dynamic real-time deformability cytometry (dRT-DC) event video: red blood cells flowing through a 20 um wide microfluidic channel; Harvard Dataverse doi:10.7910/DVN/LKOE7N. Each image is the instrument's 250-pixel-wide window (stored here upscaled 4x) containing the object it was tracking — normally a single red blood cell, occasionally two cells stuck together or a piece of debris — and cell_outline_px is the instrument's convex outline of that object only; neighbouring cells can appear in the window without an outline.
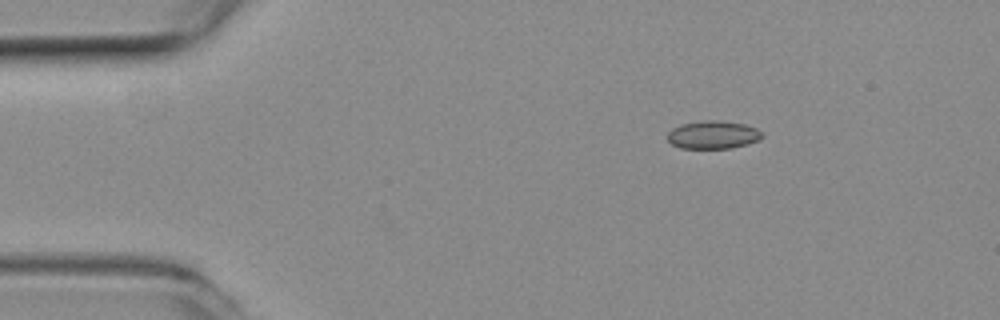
{"species": "common noctule bat (a hibernating species)", "species_latin": "Nyctalus noctula", "temperature_condition": "room temperature", "stored_images_in_passage": 48, "camera_frame_rate_fps": 3000, "um_per_image_px": 0.085, "animal": {"sex": "female", "body_mass_g": 19.3, "forearm_length_mm": 54.1}, "frame": {"image": 1, "passage_image": 1, "time_ms": 0.0, "image_size_px": [1000, 320], "cell_outline_px": [[764, 136], [760, 140], [748, 144], [732, 148], [680, 148], [672, 144], [668, 140], [668, 132], [672, 128], [680, 124], [704, 120], [716, 120], [744, 124], [756, 128], [764, 132]], "centroid_in_image_um": [60.64, 11.46], "position_along_channel_um": 24.4, "area_um2": 15.61}}
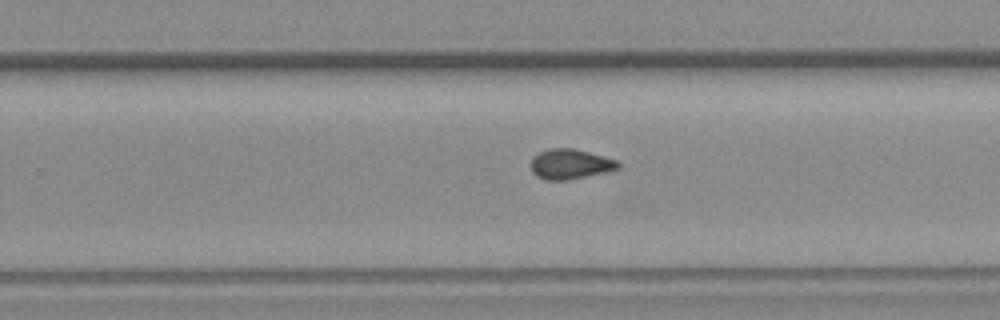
{"frame": {"image": 2, "passage_image": 27, "time_ms": 8.667, "image_size_px": [1000, 320], "cell_outline_px": [[620, 168], [604, 172], [568, 180], [544, 180], [536, 176], [532, 172], [532, 160], [540, 152], [548, 148], [572, 148], [588, 152], [616, 160], [620, 164]], "centroid_in_image_um": [48.46, 13.95], "position_along_channel_um": 281.3, "area_um2": 15.03}}
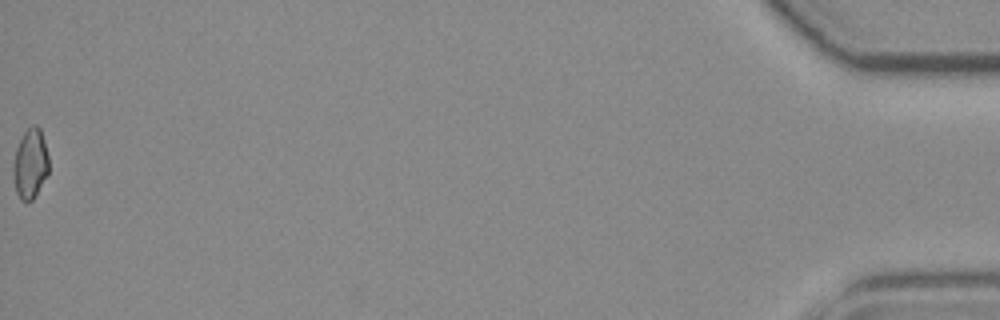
{"frame": {"image": 3, "passage_image": 48, "time_ms": 15.667, "image_size_px": [1000, 320], "cell_outline_px": [[48, 172], [36, 196], [32, 200], [20, 200], [16, 192], [12, 172], [12, 168], [16, 148], [24, 132], [32, 124], [36, 124], [40, 128], [44, 140], [48, 156]], "centroid_in_image_um": [2.56, 13.91], "position_along_channel_um": 432.6, "area_um2": 14.51}, "authors_computed_cell_mechanics": {"area_um2": 14.9991, "velocity_mm_per_s": 3.7257, "shape_relaxation_time_tau1_ms": null, "shape_relaxation_time_tau2_ms": 2.4771, "deformation_change_tau1": null, "deformation_change_tau2": 0.0694}}